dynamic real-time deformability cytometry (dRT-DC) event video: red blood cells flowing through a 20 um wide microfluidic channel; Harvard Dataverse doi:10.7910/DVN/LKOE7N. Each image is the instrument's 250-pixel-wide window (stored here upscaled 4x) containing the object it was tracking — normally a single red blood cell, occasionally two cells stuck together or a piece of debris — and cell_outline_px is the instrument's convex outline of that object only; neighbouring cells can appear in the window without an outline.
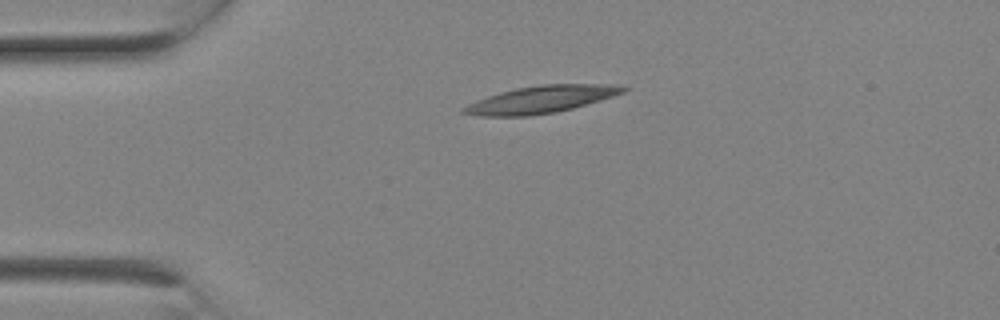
{"species": "Egyptian fruit bat (a non-hibernating species)", "species_latin": "Rousettus aegyptiacus", "temperature_condition": "room temperature", "stored_images_in_passage": 3, "camera_frame_rate_fps": 3000, "um_per_image_px": 0.085, "animal": {"sex": "female"}, "frame": {"image": 1, "passage_image": 3, "time_ms": 0.667, "image_size_px": [1000, 320], "cell_outline_px": [[628, 88], [624, 92], [600, 100], [572, 108], [556, 112], [528, 116], [480, 116], [460, 112], [460, 108], [476, 100], [500, 92], [516, 88], [540, 84], [616, 84]], "centroid_in_image_um": [45.96, 8.45], "position_along_channel_um": 39.0, "area_um2": 25.2}}